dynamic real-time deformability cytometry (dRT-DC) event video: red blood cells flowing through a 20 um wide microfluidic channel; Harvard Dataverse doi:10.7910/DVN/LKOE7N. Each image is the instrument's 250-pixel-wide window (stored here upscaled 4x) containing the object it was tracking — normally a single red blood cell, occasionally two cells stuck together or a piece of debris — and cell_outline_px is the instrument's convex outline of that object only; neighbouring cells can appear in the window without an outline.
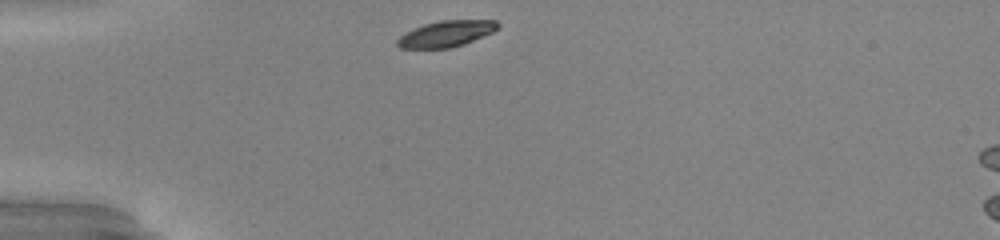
{"species": "common noctule bat (a hibernating species)", "species_latin": "Nyctalus noctula", "temperature_condition": "warm", "stored_images_in_passage": 30, "camera_frame_rate_fps": 3000, "um_per_image_px": 0.085, "animal": {"sex": "male", "body_mass_g": 20.0, "forearm_length_mm": 53.3}, "frame": {"image": 1, "passage_image": 1, "time_ms": 0.0, "image_size_px": [1000, 240], "cell_outline_px": [[500, 28], [492, 32], [464, 44], [448, 48], [400, 48], [396, 44], [396, 40], [404, 32], [424, 24], [440, 20], [496, 20], [500, 24]], "centroid_in_image_um": [37.92, 2.86], "position_along_channel_um": 47.1, "area_um2": 15.32}}
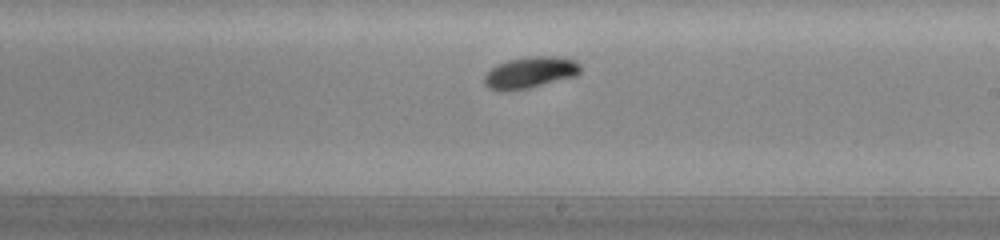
{"frame": {"image": 2, "passage_image": 18, "time_ms": 5.667, "image_size_px": [1000, 240], "cell_outline_px": [[580, 72], [576, 76], [528, 88], [488, 88], [484, 84], [484, 76], [492, 68], [508, 60], [532, 56], [556, 56], [576, 60], [580, 64]], "centroid_in_image_um": [45.14, 6.12], "position_along_channel_um": 243.9, "area_um2": 16.99}}
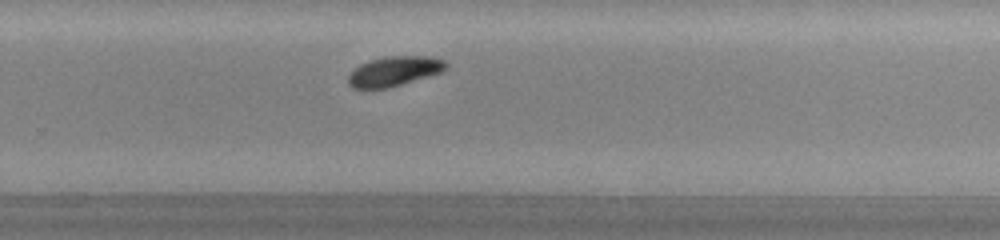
{"frame": {"image": 3, "passage_image": 22, "time_ms": 7.0, "image_size_px": [1000, 240], "cell_outline_px": [[448, 68], [440, 72], [428, 76], [388, 88], [352, 88], [348, 84], [348, 76], [360, 64], [372, 60], [388, 56], [432, 56], [444, 60], [448, 64]], "centroid_in_image_um": [33.54, 6.05], "position_along_channel_um": 296.3, "area_um2": 16.76}, "authors_computed_cell_mechanics": {"area_um2": 16.7042, "velocity_mm_per_s": 3.9327, "shape_relaxation_time_tau1_ms": 1.9964, "shape_relaxation_time_tau2_ms": null, "deformation_change_tau1": 0.1272, "deformation_change_tau2": null}}